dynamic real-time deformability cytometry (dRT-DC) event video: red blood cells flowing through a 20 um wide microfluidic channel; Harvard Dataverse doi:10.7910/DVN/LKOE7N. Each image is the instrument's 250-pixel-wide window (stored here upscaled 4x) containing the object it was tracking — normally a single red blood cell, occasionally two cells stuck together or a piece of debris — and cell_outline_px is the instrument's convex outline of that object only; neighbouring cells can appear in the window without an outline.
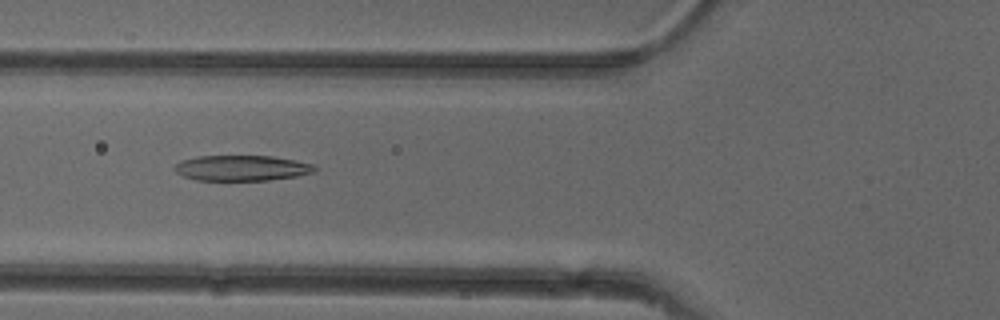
{"species": "common noctule bat (a hibernating species)", "species_latin": "Nyctalus noctula", "temperature_condition": "cold", "stored_images_in_passage": 51, "camera_frame_rate_fps": 3000, "um_per_image_px": 0.085, "animal": {"sex": "female"}, "frame": {"image": 1, "passage_image": 19, "time_ms": 6.0, "image_size_px": [1000, 320], "cell_outline_px": [[316, 172], [296, 176], [268, 180], [196, 180], [184, 176], [176, 172], [172, 168], [180, 160], [196, 156], [272, 156], [316, 164]], "centroid_in_image_um": [20.55, 14.28], "position_along_channel_um": 105.3, "area_um2": 20.92}}
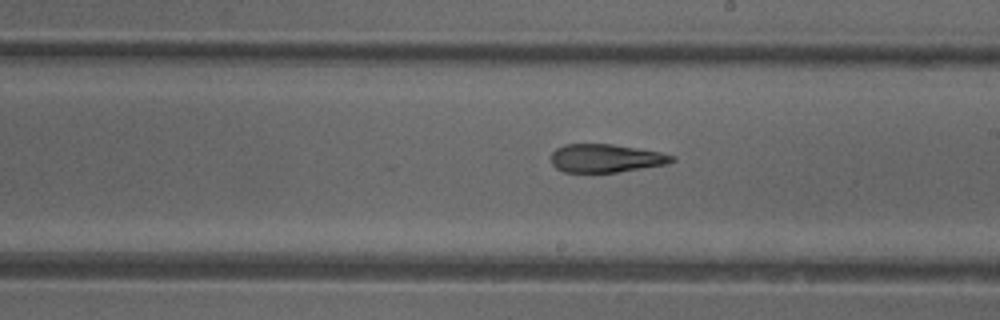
{"frame": {"image": 2, "passage_image": 29, "time_ms": 9.333, "image_size_px": [1000, 320], "cell_outline_px": [[676, 160], [668, 164], [616, 172], [564, 172], [556, 168], [552, 164], [552, 152], [556, 148], [564, 144], [612, 144], [660, 152], [676, 156]], "centroid_in_image_um": [51.51, 13.45], "position_along_channel_um": 237.5, "area_um2": 19.88}}
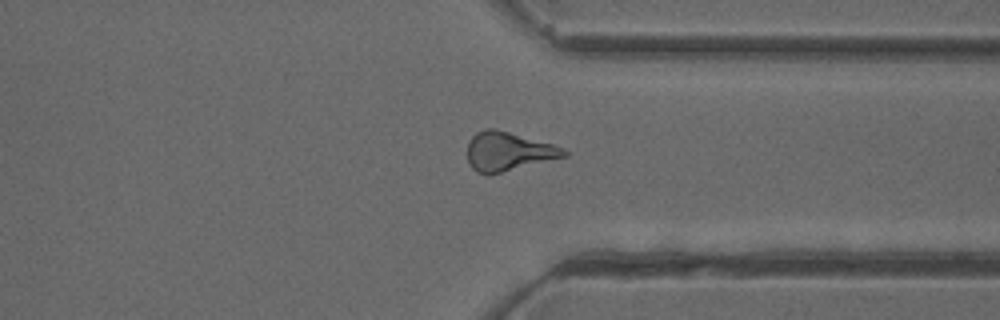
{"frame": {"image": 3, "passage_image": 39, "time_ms": 12.667, "image_size_px": [1000, 320], "cell_outline_px": [[568, 156], [488, 176], [484, 176], [476, 172], [468, 164], [468, 140], [476, 132], [484, 128], [496, 128], [552, 144], [564, 148], [568, 152]], "centroid_in_image_um": [43.17, 12.89], "position_along_channel_um": 368.2, "area_um2": 22.31}, "authors_computed_cell_mechanics": {"area_um2": 21.964, "velocity_mm_per_s": 3.953, "shape_relaxation_time_tau1_ms": null, "shape_relaxation_time_tau2_ms": 2.6032, "deformation_change_tau1": null, "deformation_change_tau2": 0.1239}}